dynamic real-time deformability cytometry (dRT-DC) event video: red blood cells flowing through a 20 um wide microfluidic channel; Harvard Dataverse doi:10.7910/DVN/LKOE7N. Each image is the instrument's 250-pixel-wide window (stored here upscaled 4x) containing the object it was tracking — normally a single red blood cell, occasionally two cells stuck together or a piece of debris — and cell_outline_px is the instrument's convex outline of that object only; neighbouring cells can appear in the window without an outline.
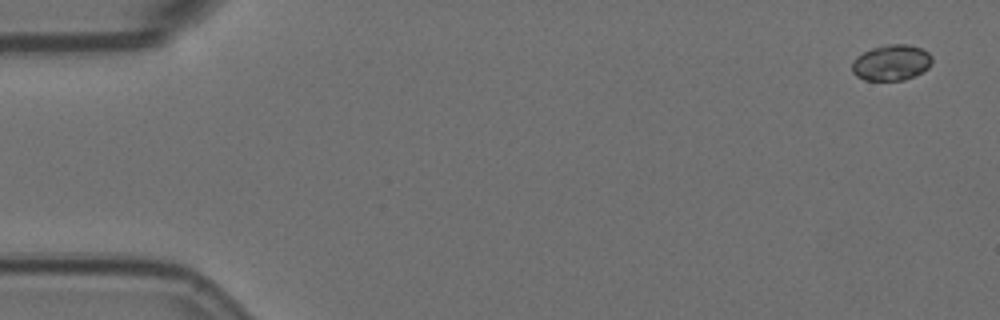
{"species": "Egyptian fruit bat (a non-hibernating species)", "species_latin": "Rousettus aegyptiacus", "temperature_condition": "room temperature", "stored_images_in_passage": 6, "camera_frame_rate_fps": 3000, "um_per_image_px": 0.085, "animal": {"sex": "female"}, "frame": {"image": 1, "passage_image": 1, "time_ms": 0.0, "image_size_px": [1000, 320], "cell_outline_px": [[932, 60], [928, 68], [904, 80], [864, 80], [856, 76], [852, 72], [852, 64], [856, 56], [872, 48], [888, 44], [908, 44], [920, 48], [928, 52], [932, 56]], "centroid_in_image_um": [75.75, 5.32], "position_along_channel_um": 9.3, "area_um2": 16.59}}